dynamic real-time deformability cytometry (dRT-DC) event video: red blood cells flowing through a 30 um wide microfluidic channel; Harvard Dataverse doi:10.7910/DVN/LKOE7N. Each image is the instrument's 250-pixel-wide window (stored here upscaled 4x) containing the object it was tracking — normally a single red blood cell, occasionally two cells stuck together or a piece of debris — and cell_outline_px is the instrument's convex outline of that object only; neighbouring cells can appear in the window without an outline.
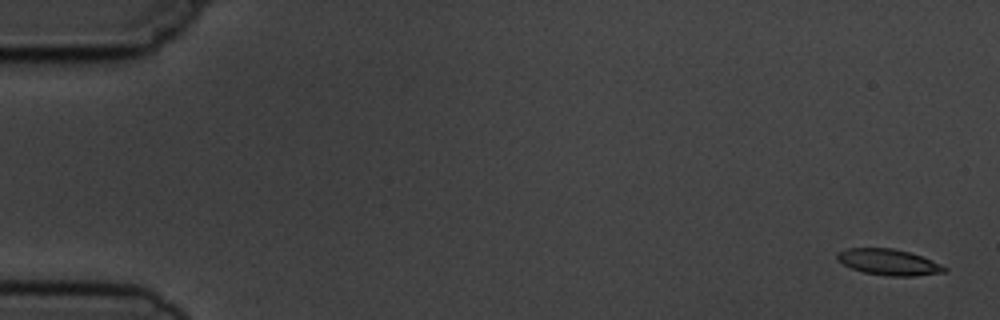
{"species": "common noctule bat (a hibernating species)", "species_latin": "Nyctalus noctula", "temperature_condition": "cold", "stored_images_in_passage": 6, "segment_of_instrument_passage": [2, 2], "camera_frame_rate_fps": 3000, "um_per_image_px": 0.085, "animal": {"sex": "male", "body_mass_g": 19.5, "forearm_length_mm": 54.6}, "frame": {"image": 1, "passage_image": 6, "time_ms": 5.667, "image_size_px": [1000, 320], "cell_outline_px": [[948, 272], [912, 276], [888, 276], [864, 272], [852, 268], [836, 260], [836, 252], [848, 248], [892, 248], [908, 252], [932, 260], [948, 268]], "centroid_in_image_um": [75.53, 22.28], "position_along_channel_um": 9.5, "area_um2": 16.24}}